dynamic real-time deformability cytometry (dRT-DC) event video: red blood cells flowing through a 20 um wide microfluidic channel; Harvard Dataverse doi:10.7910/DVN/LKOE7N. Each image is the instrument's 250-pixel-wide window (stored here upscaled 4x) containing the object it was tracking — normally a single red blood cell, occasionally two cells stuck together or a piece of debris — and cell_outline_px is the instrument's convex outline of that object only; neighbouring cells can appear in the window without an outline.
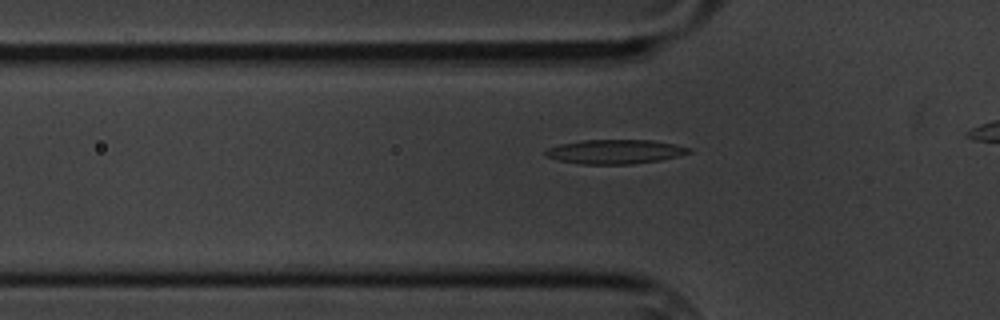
{"species": "common noctule bat (a hibernating species)", "species_latin": "Nyctalus noctula", "temperature_condition": "cold", "stored_images_in_passage": 33, "segment_of_instrument_passage": [1, 2], "camera_frame_rate_fps": 3000, "um_per_image_px": 0.085, "animal": {"sex": "male", "body_mass_g": 20.1, "forearm_length_mm": 53.5}, "frame": {"image": 1, "passage_image": 4, "time_ms": 1.0, "image_size_px": [1000, 320], "cell_outline_px": [[692, 152], [660, 160], [632, 164], [580, 164], [560, 160], [544, 156], [544, 152], [548, 148], [560, 144], [584, 140], [652, 140], [676, 144], [692, 148]], "centroid_in_image_um": [52.29, 12.89], "position_along_channel_um": 73.5, "area_um2": 20.23}}
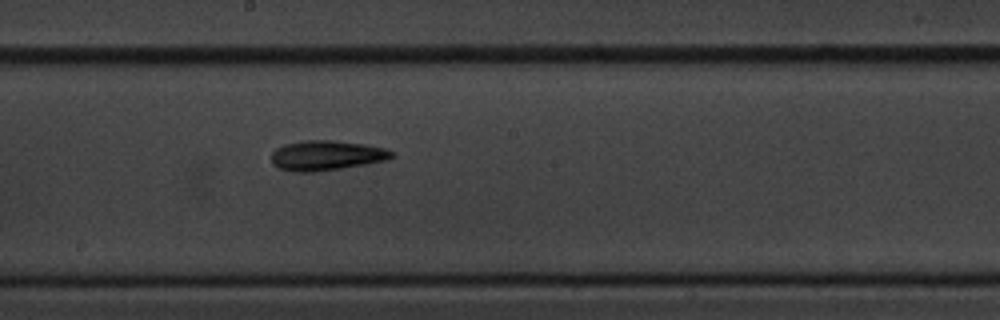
{"frame": {"image": 2, "passage_image": 17, "time_ms": 5.333, "image_size_px": [1000, 320], "cell_outline_px": [[396, 156], [384, 160], [368, 164], [316, 172], [292, 172], [280, 168], [272, 164], [272, 152], [276, 148], [284, 144], [304, 140], [332, 140], [364, 144], [384, 148], [396, 152]], "centroid_in_image_um": [27.75, 13.21], "position_along_channel_um": 220.4, "area_um2": 21.15}}
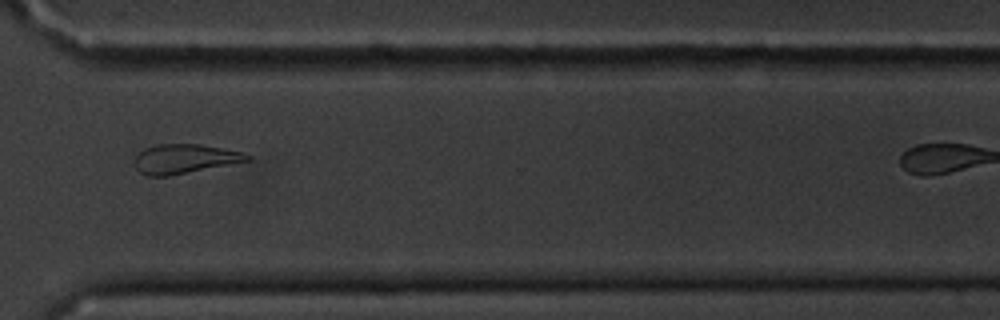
{"frame": {"image": 3, "passage_image": 29, "time_ms": 9.333, "image_size_px": [1000, 320], "cell_outline_px": [[252, 160], [168, 176], [148, 176], [140, 172], [136, 168], [136, 156], [144, 148], [156, 144], [200, 144], [240, 152], [252, 156]], "centroid_in_image_um": [15.69, 13.5], "position_along_channel_um": 354.9, "area_um2": 19.02}}